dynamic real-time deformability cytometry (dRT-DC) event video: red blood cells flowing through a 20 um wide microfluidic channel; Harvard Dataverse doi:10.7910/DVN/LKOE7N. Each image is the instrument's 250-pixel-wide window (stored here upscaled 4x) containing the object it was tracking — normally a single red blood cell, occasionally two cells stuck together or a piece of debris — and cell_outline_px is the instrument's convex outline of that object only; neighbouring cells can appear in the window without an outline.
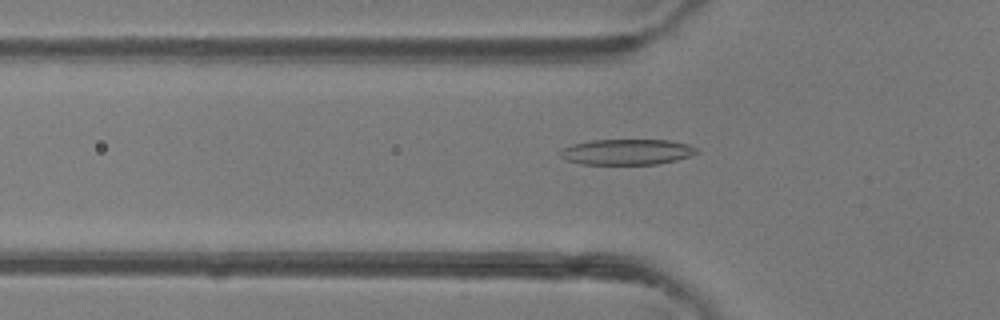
{"species": "common noctule bat (a hibernating species)", "species_latin": "Nyctalus noctula", "temperature_condition": "room temperature", "stored_images_in_passage": 48, "camera_frame_rate_fps": 3000, "um_per_image_px": 0.085, "animal": {"sex": "female"}, "frame": {"image": 1, "passage_image": 16, "time_ms": 5.0, "image_size_px": [1000, 320], "cell_outline_px": [[700, 152], [676, 160], [656, 164], [580, 164], [568, 160], [560, 156], [560, 152], [564, 148], [572, 144], [592, 140], [668, 140], [688, 144], [696, 148]], "centroid_in_image_um": [53.29, 12.91], "position_along_channel_um": 72.5, "area_um2": 20.23}}
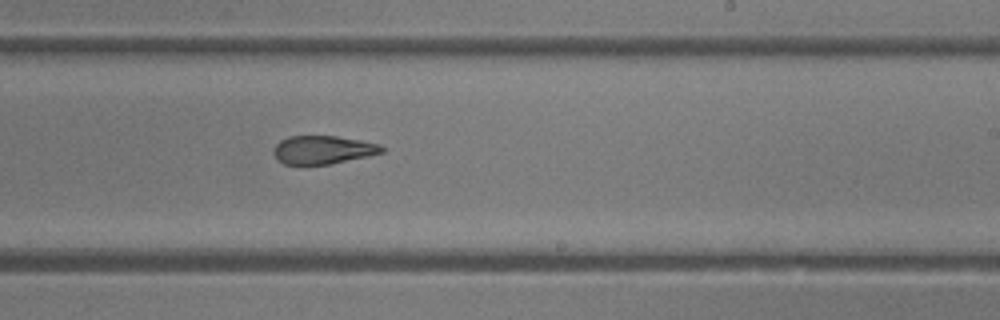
{"frame": {"image": 2, "passage_image": 29, "time_ms": 9.333, "image_size_px": [1000, 320], "cell_outline_px": [[384, 152], [368, 156], [328, 164], [284, 164], [276, 160], [272, 152], [276, 144], [280, 140], [288, 136], [336, 136], [360, 140], [380, 144], [384, 148]], "centroid_in_image_um": [27.42, 12.73], "position_along_channel_um": 261.6, "area_um2": 17.86}}
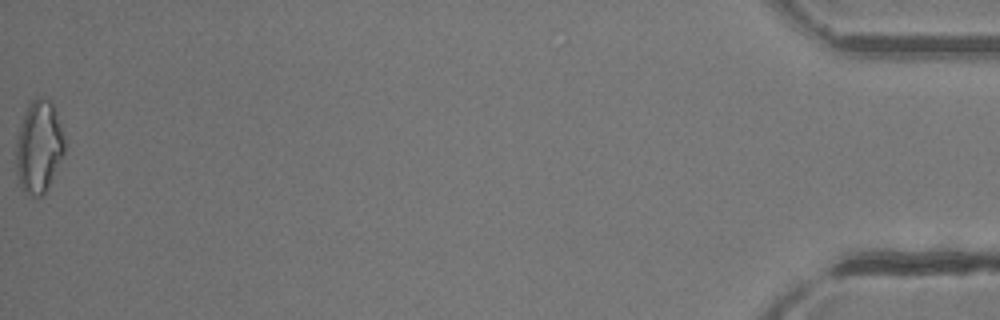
{"frame": {"image": 3, "passage_image": 48, "time_ms": 15.667, "image_size_px": [1000, 320], "cell_outline_px": [[64, 152], [44, 192], [40, 196], [32, 196], [24, 192], [20, 188], [16, 172], [16, 140], [20, 124], [28, 104], [36, 96], [40, 96], [52, 100], [64, 136]], "centroid_in_image_um": [3.27, 12.43], "position_along_channel_um": 431.9, "area_um2": 26.01}, "authors_computed_cell_mechanics": {"area_um2": 20.0566, "velocity_mm_per_s": 4.3443, "shape_relaxation_time_tau1_ms": 7.9985, "shape_relaxation_time_tau2_ms": 1.927, "deformation_change_tau1": 0.2527, "deformation_change_tau2": 0.1052}}